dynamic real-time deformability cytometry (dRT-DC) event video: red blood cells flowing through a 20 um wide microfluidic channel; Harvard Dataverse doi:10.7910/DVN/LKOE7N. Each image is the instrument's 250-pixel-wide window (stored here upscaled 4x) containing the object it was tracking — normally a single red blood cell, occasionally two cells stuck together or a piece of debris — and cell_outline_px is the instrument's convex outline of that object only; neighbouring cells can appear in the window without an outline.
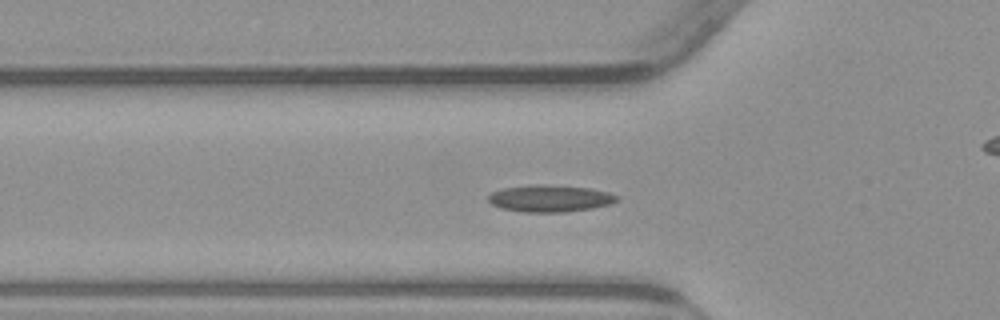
{"species": "common noctule bat (a hibernating species)", "species_latin": "Nyctalus noctula", "temperature_condition": "warm", "stored_images_in_passage": 38, "camera_frame_rate_fps": 3000, "um_per_image_px": 0.085, "animal": {"sex": "male", "body_mass_g": 23.1, "forearm_length_mm": 52.7}, "frame": {"image": 1, "passage_image": 18, "time_ms": 5.667, "image_size_px": [1000, 320], "cell_outline_px": [[620, 200], [612, 204], [592, 208], [564, 212], [520, 212], [500, 208], [492, 204], [488, 200], [488, 196], [492, 192], [504, 188], [540, 184], [548, 184], [592, 188], [608, 192], [620, 196]], "centroid_in_image_um": [46.8, 16.87], "position_along_channel_um": 79.0, "area_um2": 20.4}}
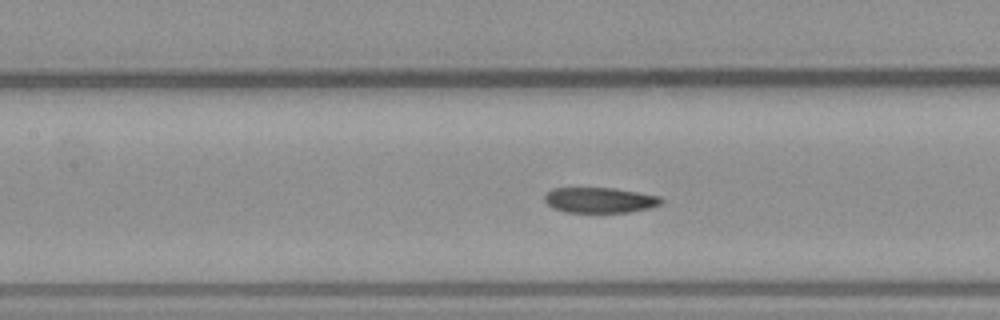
{"frame": {"image": 2, "passage_image": 24, "time_ms": 7.667, "image_size_px": [1000, 320], "cell_outline_px": [[664, 204], [648, 208], [628, 212], [564, 212], [552, 208], [544, 200], [544, 196], [552, 188], [616, 188], [660, 196], [664, 200]], "centroid_in_image_um": [51.0, 17.01], "position_along_channel_um": 156.4, "area_um2": 17.4}}
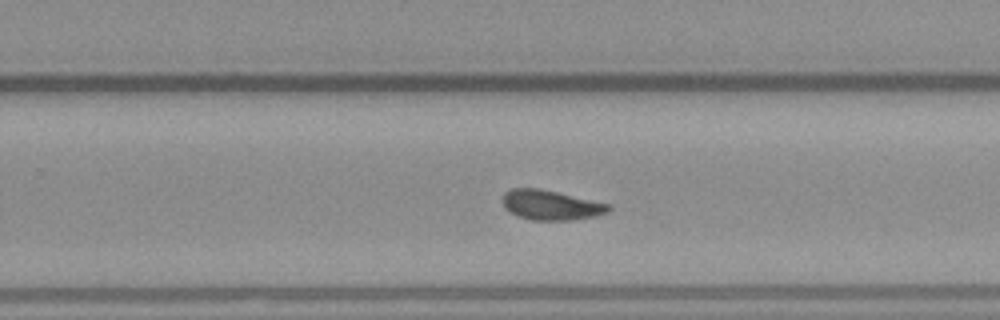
{"frame": {"image": 3, "passage_image": 34, "time_ms": 11.0, "image_size_px": [1000, 320], "cell_outline_px": [[612, 208], [608, 212], [592, 216], [572, 220], [528, 220], [508, 212], [504, 208], [500, 200], [504, 192], [512, 188], [540, 188], [608, 204]], "centroid_in_image_um": [46.72, 17.43], "position_along_channel_um": 283.1, "area_um2": 18.5}}